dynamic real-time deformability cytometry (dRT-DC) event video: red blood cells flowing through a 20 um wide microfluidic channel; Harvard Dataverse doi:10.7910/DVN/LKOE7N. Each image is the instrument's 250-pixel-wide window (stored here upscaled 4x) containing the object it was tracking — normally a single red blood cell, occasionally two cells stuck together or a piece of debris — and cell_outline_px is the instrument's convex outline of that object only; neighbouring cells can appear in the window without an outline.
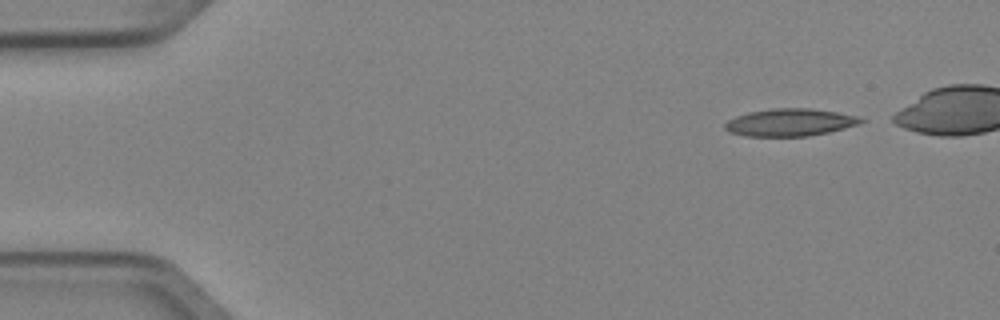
{"species": "Egyptian fruit bat (a non-hibernating species)", "species_latin": "Rousettus aegyptiacus", "temperature_condition": "cold", "stored_images_in_passage": 7, "camera_frame_rate_fps": 3000, "um_per_image_px": 0.085, "animal": {"sex": "female"}, "frame": {"image": 1, "passage_image": 1, "time_ms": 0.0, "image_size_px": [1000, 320], "cell_outline_px": [[868, 120], [860, 124], [828, 132], [808, 136], [744, 136], [728, 132], [724, 128], [724, 124], [728, 120], [736, 116], [748, 112], [772, 108], [812, 108], [860, 116]], "centroid_in_image_um": [67.17, 10.4], "position_along_channel_um": 17.8, "area_um2": 21.96}}
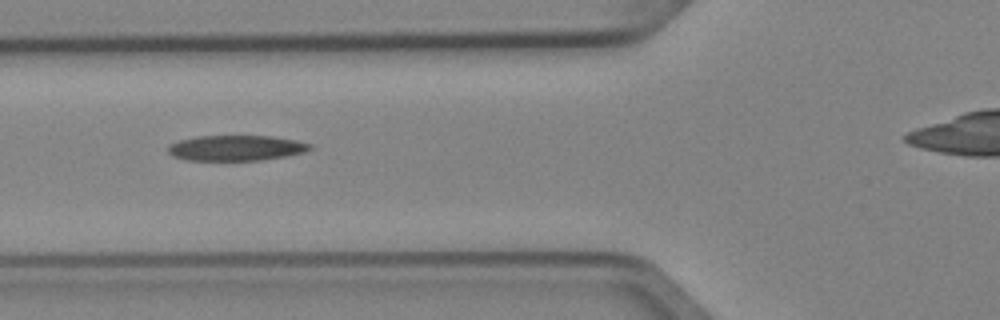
{"frame": {"image": 2, "passage_image": 5, "time_ms": 1.333, "image_size_px": [1000, 320], "cell_outline_px": [[312, 148], [304, 152], [284, 156], [260, 160], [188, 160], [172, 156], [168, 152], [168, 144], [180, 140], [196, 136], [272, 136], [296, 140], [312, 144]], "centroid_in_image_um": [20.05, 12.57], "position_along_channel_um": 105.8, "area_um2": 20.98}}